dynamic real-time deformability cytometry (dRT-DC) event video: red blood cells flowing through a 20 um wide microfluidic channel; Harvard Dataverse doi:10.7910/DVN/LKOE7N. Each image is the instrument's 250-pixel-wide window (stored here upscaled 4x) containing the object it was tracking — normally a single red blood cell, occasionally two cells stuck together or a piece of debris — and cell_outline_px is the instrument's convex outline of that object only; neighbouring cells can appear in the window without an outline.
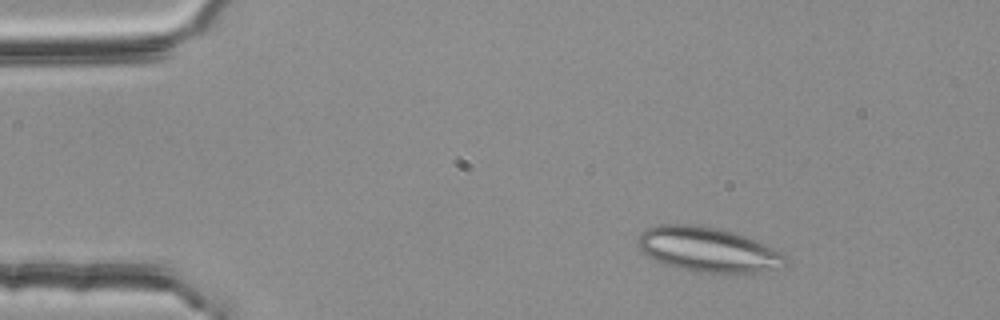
{"species": "common noctule bat (a hibernating species)", "species_latin": "Nyctalus noctula", "temperature_condition": "room temperature", "stored_images_in_passage": 2, "camera_frame_rate_fps": 3000, "um_per_image_px": 0.085, "animal": {"sex": "female", "body_mass_g": 25.1}, "frame": {"image": 1, "passage_image": 1, "time_ms": 0.0, "image_size_px": [1000, 320], "cell_outline_px": [[784, 256], [776, 268], [756, 272], [696, 272], [664, 264], [648, 256], [636, 244], [640, 236], [648, 228], [660, 224], [692, 224], [720, 228], [756, 240], [784, 252]], "centroid_in_image_um": [60.13, 21.19], "position_along_channel_um": 24.9, "area_um2": 37.69}}